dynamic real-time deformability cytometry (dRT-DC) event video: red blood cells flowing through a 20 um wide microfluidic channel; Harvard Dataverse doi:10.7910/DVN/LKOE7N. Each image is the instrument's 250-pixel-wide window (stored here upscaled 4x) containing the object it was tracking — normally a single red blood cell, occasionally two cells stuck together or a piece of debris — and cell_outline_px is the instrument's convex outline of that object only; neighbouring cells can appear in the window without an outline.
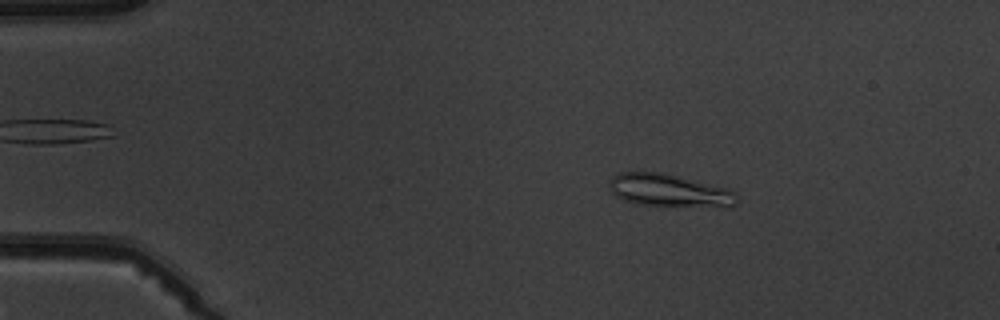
{"species": "common noctule bat (a hibernating species)", "species_latin": "Nyctalus noctula", "temperature_condition": "warm", "stored_images_in_passage": 4, "camera_frame_rate_fps": 3000, "um_per_image_px": 0.085, "animal": {"sex": "male", "body_mass_g": 19.5, "forearm_length_mm": 54.6}, "frame": {"image": 1, "passage_image": 2, "time_ms": 1.333, "image_size_px": [1000, 320], "cell_outline_px": [[740, 200], [732, 208], [724, 208], [636, 204], [624, 200], [616, 196], [612, 192], [608, 184], [608, 180], [612, 176], [620, 172], [660, 172], [728, 188], [736, 192]], "centroid_in_image_um": [56.95, 16.21], "position_along_channel_um": 28.0, "area_um2": 24.8}}